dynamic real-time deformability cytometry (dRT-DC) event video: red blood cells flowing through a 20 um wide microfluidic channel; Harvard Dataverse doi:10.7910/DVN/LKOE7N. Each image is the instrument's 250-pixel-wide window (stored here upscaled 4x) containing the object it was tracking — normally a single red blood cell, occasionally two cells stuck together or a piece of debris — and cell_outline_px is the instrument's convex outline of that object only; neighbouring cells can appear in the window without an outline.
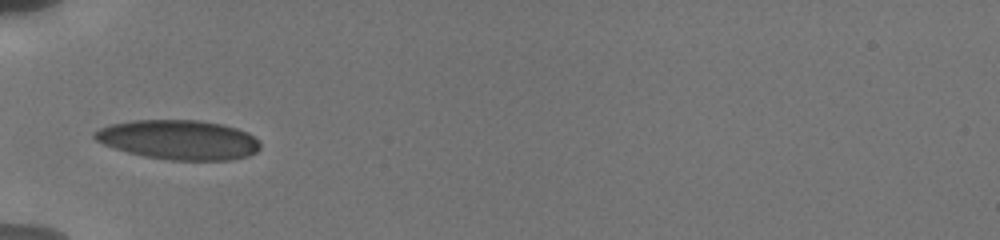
{"species": "human", "species_latin": "Homo sapiens", "temperature_condition": "cold", "stored_images_in_passage": 9, "camera_frame_rate_fps": 3000, "um_per_image_px": 0.085, "donor": {"sex": "male"}, "frame": {"image": 1, "passage_image": 3, "time_ms": 1.667, "image_size_px": [1000, 240], "cell_outline_px": [[260, 148], [256, 152], [248, 156], [232, 160], [168, 160], [144, 156], [128, 152], [104, 144], [96, 140], [92, 136], [92, 132], [108, 124], [132, 120], [200, 120], [224, 124], [248, 132], [260, 144]], "centroid_in_image_um": [15.18, 11.87], "position_along_channel_um": 69.8, "area_um2": 38.32}}
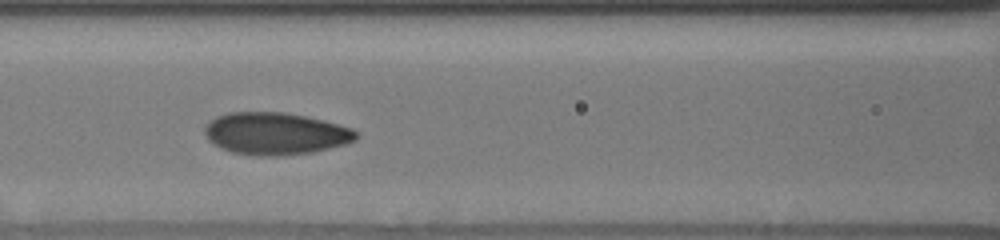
{"frame": {"image": 2, "passage_image": 6, "time_ms": 3.667, "image_size_px": [1000, 240], "cell_outline_px": [[360, 136], [356, 140], [344, 144], [312, 152], [276, 156], [260, 156], [232, 152], [220, 148], [208, 140], [204, 132], [204, 128], [208, 120], [216, 116], [228, 112], [284, 112], [304, 116], [352, 128], [360, 132]], "centroid_in_image_um": [23.38, 11.35], "position_along_channel_um": 143.2, "area_um2": 37.28}}
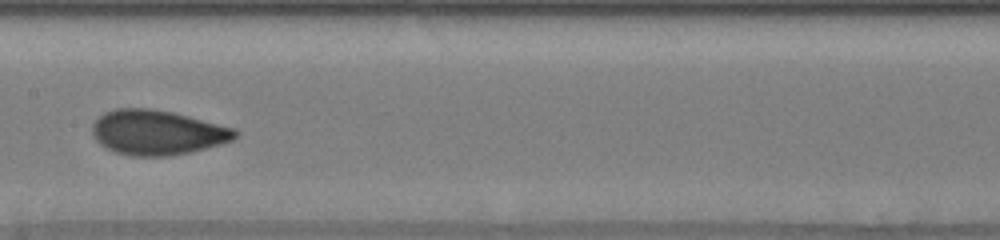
{"frame": {"image": 3, "passage_image": 8, "time_ms": 5.0, "image_size_px": [1000, 240], "cell_outline_px": [[240, 132], [232, 140], [220, 144], [188, 152], [168, 156], [132, 156], [116, 152], [100, 144], [96, 140], [92, 132], [92, 124], [104, 112], [116, 108], [148, 108], [172, 112], [236, 128]], "centroid_in_image_um": [13.37, 11.25], "position_along_channel_um": 194.0, "area_um2": 37.11}}